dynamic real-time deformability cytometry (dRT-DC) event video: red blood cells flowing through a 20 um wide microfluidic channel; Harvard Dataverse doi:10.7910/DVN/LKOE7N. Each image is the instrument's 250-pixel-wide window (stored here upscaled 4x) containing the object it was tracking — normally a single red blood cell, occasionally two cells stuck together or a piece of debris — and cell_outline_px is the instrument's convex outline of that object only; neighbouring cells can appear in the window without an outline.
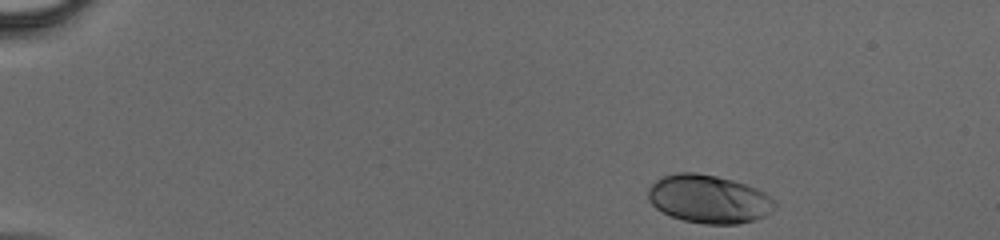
{"species": "human", "species_latin": "Homo sapiens", "temperature_condition": "cold", "stored_images_in_passage": 41, "camera_frame_rate_fps": 3000, "um_per_image_px": 0.085, "donor": {"sex": "male"}, "frame": {"image": 1, "passage_image": 1, "time_ms": 0.0, "image_size_px": [1000, 240], "cell_outline_px": [[776, 208], [772, 212], [756, 220], [740, 224], [704, 224], [684, 220], [672, 216], [656, 208], [648, 200], [648, 188], [656, 180], [664, 176], [676, 172], [696, 172], [716, 176], [732, 180], [756, 188], [772, 196], [776, 200]], "centroid_in_image_um": [60.28, 16.92], "position_along_channel_um": 24.7, "area_um2": 35.84}}
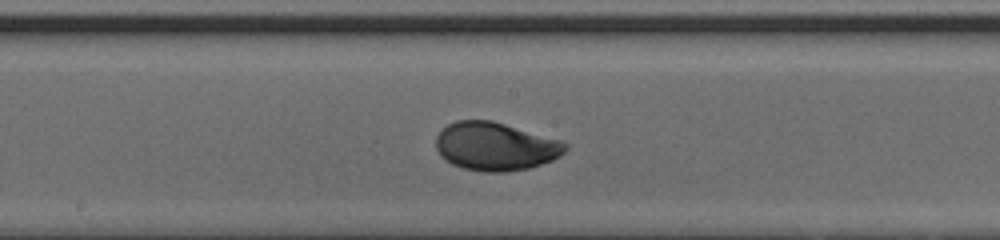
{"frame": {"image": 2, "passage_image": 21, "time_ms": 6.667, "image_size_px": [1000, 240], "cell_outline_px": [[568, 148], [560, 156], [552, 160], [528, 168], [504, 172], [484, 172], [464, 168], [452, 164], [444, 160], [440, 156], [436, 148], [436, 136], [448, 124], [456, 120], [492, 120], [560, 140], [568, 144]], "centroid_in_image_um": [42.09, 12.44], "position_along_channel_um": 206.1, "area_um2": 36.36}}
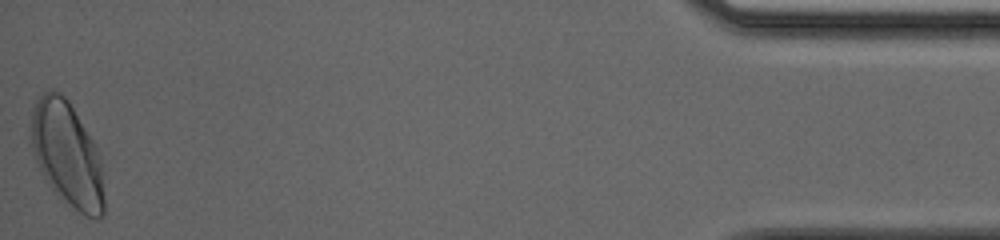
{"frame": {"image": 3, "passage_image": 41, "time_ms": 13.333, "image_size_px": [1000, 240], "cell_outline_px": [[104, 212], [96, 220], [80, 212], [56, 196], [48, 184], [36, 160], [32, 148], [32, 108], [36, 100], [44, 92], [52, 88], [60, 92], [68, 100], [96, 144], [100, 152], [104, 196]], "centroid_in_image_um": [5.73, 13.11], "position_along_channel_um": 429.5, "area_um2": 44.68}}